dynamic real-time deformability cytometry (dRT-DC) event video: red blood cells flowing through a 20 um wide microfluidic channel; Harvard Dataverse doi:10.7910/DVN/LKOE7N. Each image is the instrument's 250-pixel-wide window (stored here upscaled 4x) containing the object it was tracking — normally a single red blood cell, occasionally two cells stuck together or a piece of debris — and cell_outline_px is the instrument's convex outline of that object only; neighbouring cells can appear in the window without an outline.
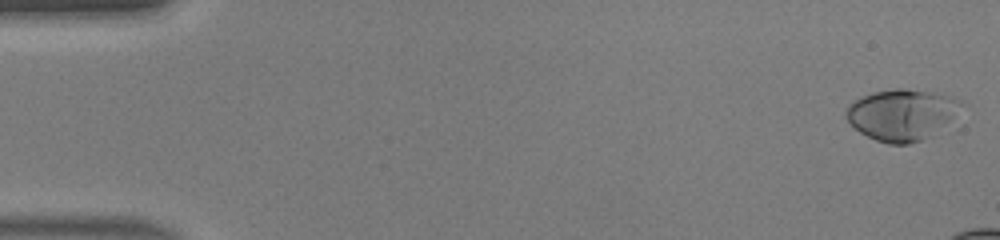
{"species": "human", "species_latin": "Homo sapiens", "temperature_condition": "warm", "stored_images_in_passage": 41, "camera_frame_rate_fps": 3000, "um_per_image_px": 0.085, "donor": {"sex": "male"}, "frame": {"image": 1, "passage_image": 1, "time_ms": 0.0, "image_size_px": [1000, 240], "cell_outline_px": [[968, 104], [932, 136], [908, 144], [888, 144], [876, 140], [860, 132], [848, 120], [844, 112], [848, 104], [852, 100], [872, 92], [896, 88], [908, 88], [932, 92], [948, 96], [960, 100]], "centroid_in_image_um": [76.66, 9.73], "position_along_channel_um": 8.3, "area_um2": 34.56}}
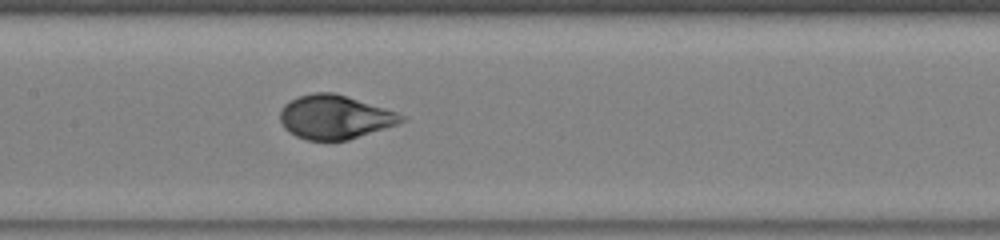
{"frame": {"image": 2, "passage_image": 23, "time_ms": 7.333, "image_size_px": [1000, 240], "cell_outline_px": [[408, 120], [348, 140], [308, 140], [296, 136], [288, 132], [284, 128], [280, 120], [280, 108], [284, 104], [296, 96], [312, 92], [332, 92], [384, 108], [408, 116]], "centroid_in_image_um": [28.42, 9.94], "position_along_channel_um": 179.0, "area_um2": 30.98}}
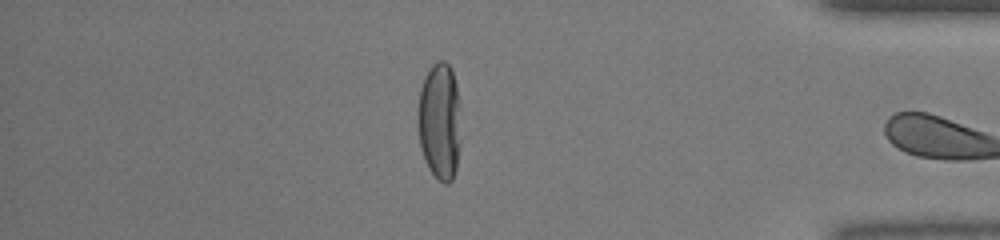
{"frame": {"image": 3, "passage_image": 40, "time_ms": 13.0, "image_size_px": [1000, 240], "cell_outline_px": [[460, 144], [456, 168], [452, 180], [448, 184], [444, 184], [428, 168], [420, 148], [416, 120], [416, 116], [420, 88], [424, 76], [432, 64], [436, 60], [444, 60], [452, 68], [456, 84], [460, 108]], "centroid_in_image_um": [37.35, 10.27], "position_along_channel_um": 397.8, "area_um2": 30.17}, "authors_computed_cell_mechanics": {"area_um2": 31.9056, "velocity_mm_per_s": 4.4395, "shape_relaxation_time_tau1_ms": 3.8791, "shape_relaxation_time_tau2_ms": null, "deformation_change_tau1": 0.2244, "deformation_change_tau2": null}}